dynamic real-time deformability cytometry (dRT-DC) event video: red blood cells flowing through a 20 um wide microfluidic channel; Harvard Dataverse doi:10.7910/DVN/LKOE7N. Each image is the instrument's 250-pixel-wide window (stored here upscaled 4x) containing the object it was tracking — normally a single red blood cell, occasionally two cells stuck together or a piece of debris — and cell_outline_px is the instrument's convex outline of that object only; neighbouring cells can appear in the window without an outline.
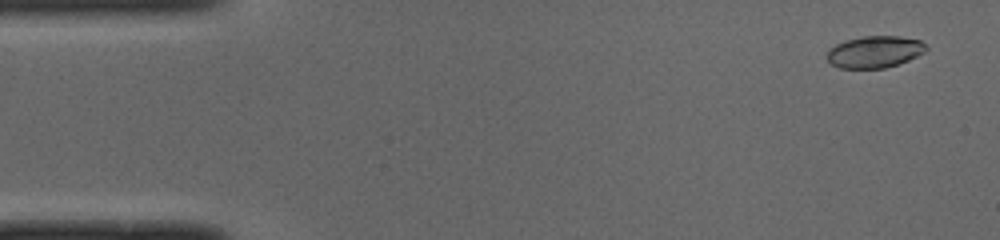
{"species": "common noctule bat (a hibernating species)", "species_latin": "Nyctalus noctula", "temperature_condition": "cold", "stored_images_in_passage": 44, "camera_frame_rate_fps": 3000, "um_per_image_px": 0.085, "animal": {"sex": "male", "body_mass_g": 19.0, "forearm_length_mm": 50.8}, "frame": {"image": 1, "passage_image": 3, "time_ms": 0.667, "image_size_px": [1000, 240], "cell_outline_px": [[928, 48], [924, 52], [908, 60], [884, 68], [840, 68], [832, 64], [824, 56], [828, 48], [836, 44], [848, 40], [864, 36], [900, 36], [920, 40]], "centroid_in_image_um": [74.31, 4.4], "position_along_channel_um": 10.7, "area_um2": 18.32}}
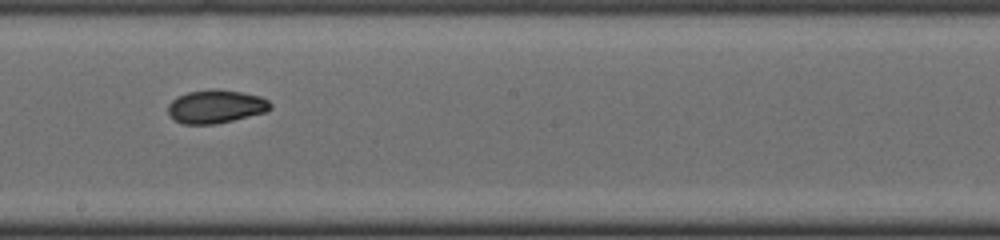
{"frame": {"image": 2, "passage_image": 28, "time_ms": 9.0, "image_size_px": [1000, 240], "cell_outline_px": [[272, 108], [268, 112], [216, 124], [184, 124], [176, 120], [168, 112], [168, 104], [176, 96], [188, 92], [216, 88], [240, 92], [260, 96], [268, 100], [272, 104]], "centroid_in_image_um": [18.38, 9.05], "position_along_channel_um": 229.8, "area_um2": 20.0}}
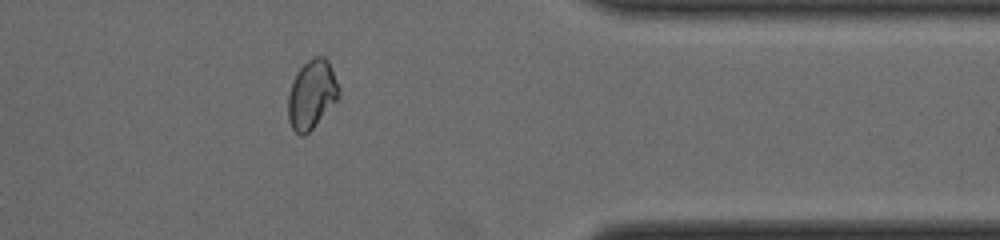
{"frame": {"image": 3, "passage_image": 41, "time_ms": 13.333, "image_size_px": [1000, 240], "cell_outline_px": [[340, 92], [336, 100], [312, 128], [304, 136], [300, 136], [292, 128], [288, 120], [288, 96], [296, 72], [308, 60], [316, 56], [324, 56], [328, 60], [332, 68]], "centroid_in_image_um": [26.48, 8.02], "position_along_channel_um": 384.9, "area_um2": 20.0}}